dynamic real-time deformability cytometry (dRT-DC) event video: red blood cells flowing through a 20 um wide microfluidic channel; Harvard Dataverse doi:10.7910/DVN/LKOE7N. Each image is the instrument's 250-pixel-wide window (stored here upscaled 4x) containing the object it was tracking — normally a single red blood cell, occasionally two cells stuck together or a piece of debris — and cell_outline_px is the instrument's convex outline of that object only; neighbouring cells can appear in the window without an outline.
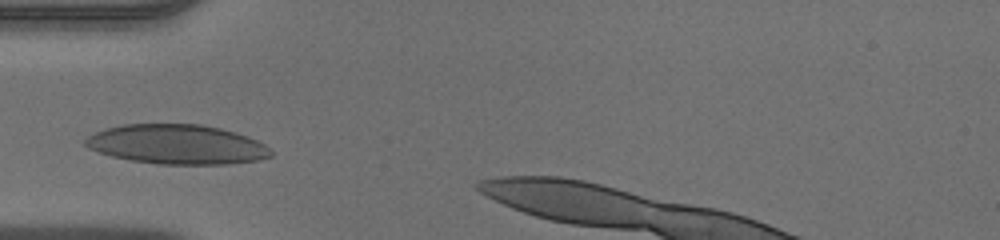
{"species": "human", "species_latin": "Homo sapiens", "temperature_condition": "warm", "stored_images_in_passage": 24, "camera_frame_rate_fps": 3000, "um_per_image_px": 0.085, "donor": {"sex": "male"}, "frame": {"image": 1, "passage_image": 1, "time_ms": 0.0, "image_size_px": [1000, 240], "cell_outline_px": [[272, 156], [256, 160], [224, 164], [160, 164], [132, 160], [112, 156], [88, 148], [84, 144], [84, 140], [88, 136], [96, 132], [108, 128], [124, 124], [200, 124], [220, 128], [236, 132], [248, 136], [264, 144], [272, 152]], "centroid_in_image_um": [15.04, 12.27], "position_along_channel_um": 70.0, "area_um2": 42.48}}
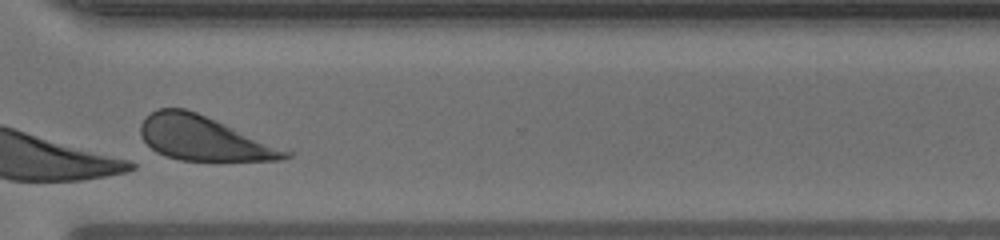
{"frame": {"image": 2, "passage_image": 21, "time_ms": 6.667, "image_size_px": [1000, 240], "cell_outline_px": [[292, 156], [280, 160], [180, 160], [164, 156], [156, 152], [140, 136], [140, 124], [144, 116], [156, 108], [184, 108], [196, 112], [292, 152]], "centroid_in_image_um": [17.24, 11.75], "position_along_channel_um": 353.4, "area_um2": 36.99}}
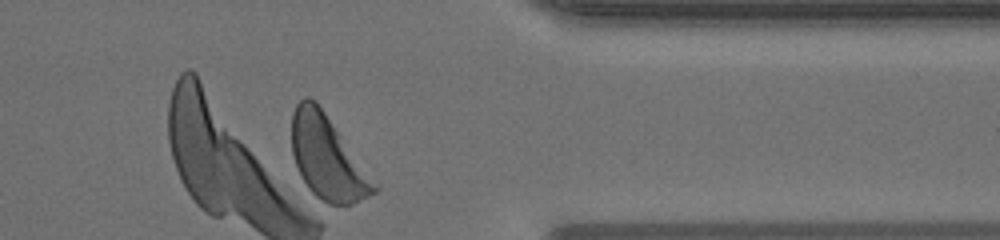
{"frame": {"image": 3, "passage_image": 24, "time_ms": 7.667, "image_size_px": [1000, 240], "cell_outline_px": [[380, 188], [376, 192], [352, 204], [328, 204], [316, 196], [308, 188], [300, 176], [292, 152], [292, 112], [296, 104], [304, 96], [308, 96], [316, 100], [380, 184]], "centroid_in_image_um": [27.87, 13.39], "position_along_channel_um": 383.5, "area_um2": 40.63}}